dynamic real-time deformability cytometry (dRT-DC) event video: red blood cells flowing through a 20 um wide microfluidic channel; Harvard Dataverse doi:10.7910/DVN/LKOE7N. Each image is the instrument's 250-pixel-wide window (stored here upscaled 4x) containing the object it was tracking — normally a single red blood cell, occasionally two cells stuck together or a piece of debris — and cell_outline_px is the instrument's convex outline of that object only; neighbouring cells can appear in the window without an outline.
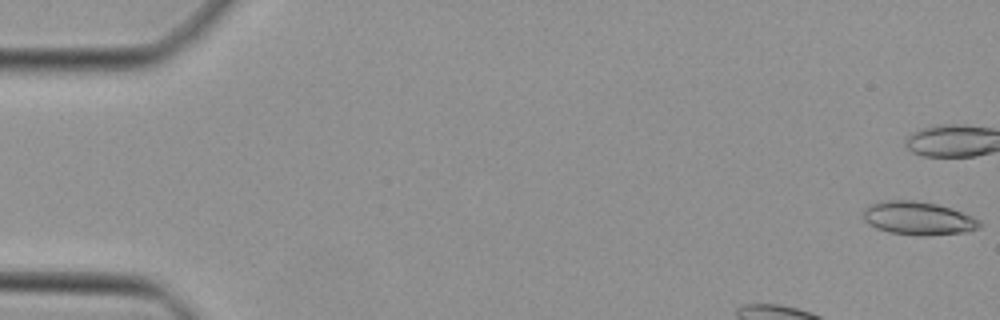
{"species": "Egyptian fruit bat (a non-hibernating species)", "species_latin": "Rousettus aegyptiacus", "temperature_condition": "cold", "stored_images_in_passage": 11, "camera_frame_rate_fps": 3000, "um_per_image_px": 0.085, "animal": {"sex": "female"}, "frame": {"image": 1, "passage_image": 1, "time_ms": 0.0, "image_size_px": [1000, 320], "cell_outline_px": [[980, 228], [964, 232], [924, 236], [920, 236], [888, 232], [876, 228], [868, 224], [864, 220], [864, 208], [872, 204], [888, 200], [912, 200], [936, 204], [972, 216], [980, 220]], "centroid_in_image_um": [78.03, 18.56], "position_along_channel_um": 7.0, "area_um2": 22.37}}